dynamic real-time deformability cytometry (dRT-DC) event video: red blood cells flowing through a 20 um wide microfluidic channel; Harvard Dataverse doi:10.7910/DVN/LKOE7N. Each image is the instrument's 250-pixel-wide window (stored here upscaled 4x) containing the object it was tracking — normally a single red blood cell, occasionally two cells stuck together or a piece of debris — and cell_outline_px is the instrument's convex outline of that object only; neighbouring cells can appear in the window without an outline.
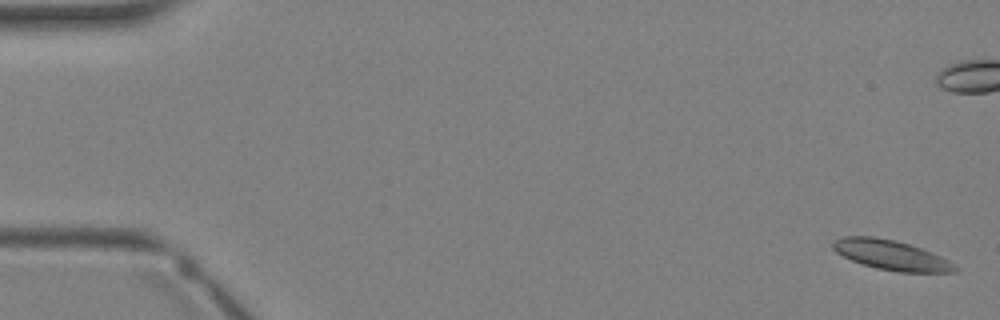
{"species": "Egyptian fruit bat (a non-hibernating species)", "species_latin": "Rousettus aegyptiacus", "temperature_condition": "warm", "stored_images_in_passage": 5, "camera_frame_rate_fps": 3000, "um_per_image_px": 0.085, "animal": {"sex": "female"}, "frame": {"image": 1, "passage_image": 1, "time_ms": 0.0, "image_size_px": [1000, 320], "cell_outline_px": [[960, 268], [956, 272], [900, 272], [876, 268], [852, 260], [836, 252], [832, 248], [832, 244], [836, 240], [844, 236], [872, 236], [892, 240], [908, 244], [932, 252], [948, 260]], "centroid_in_image_um": [75.77, 21.69], "position_along_channel_um": 9.2, "area_um2": 20.92}}
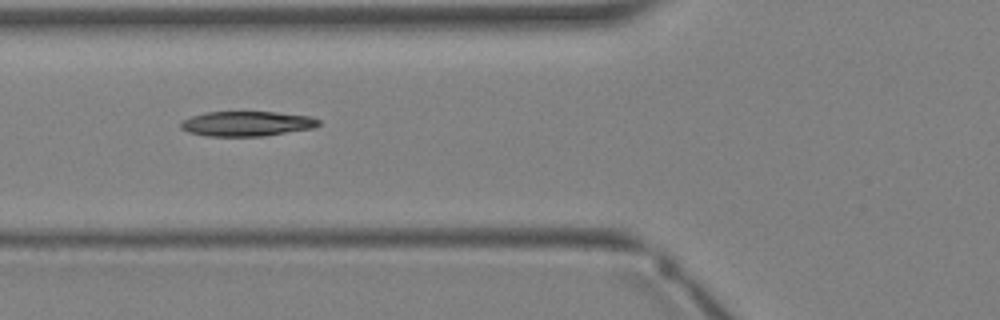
{"frame": {"image": 2, "passage_image": 5, "time_ms": 5.0, "image_size_px": [1000, 320], "cell_outline_px": [[320, 124], [312, 128], [264, 136], [208, 136], [188, 132], [180, 128], [180, 124], [184, 120], [192, 116], [204, 112], [276, 112], [312, 116], [320, 120]], "centroid_in_image_um": [20.99, 10.51], "position_along_channel_um": 104.8, "area_um2": 20.0}}